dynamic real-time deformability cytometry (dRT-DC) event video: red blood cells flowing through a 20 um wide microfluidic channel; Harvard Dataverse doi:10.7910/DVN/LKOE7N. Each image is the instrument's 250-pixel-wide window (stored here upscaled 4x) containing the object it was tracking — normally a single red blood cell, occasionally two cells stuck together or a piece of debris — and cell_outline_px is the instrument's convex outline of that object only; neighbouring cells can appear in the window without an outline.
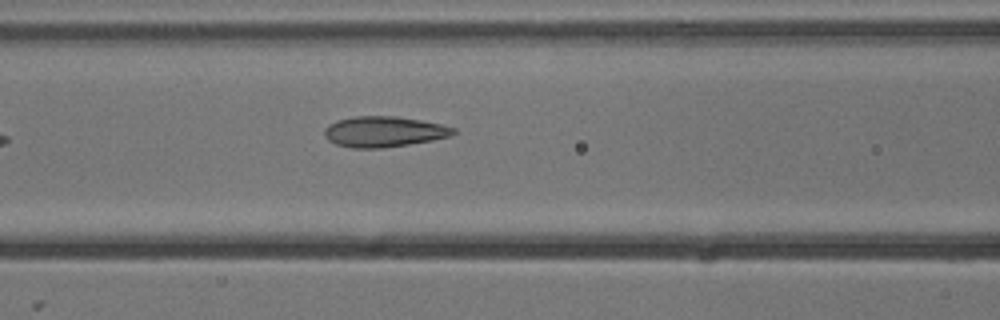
{"species": "common noctule bat (a hibernating species)", "species_latin": "Nyctalus noctula", "temperature_condition": "cold", "stored_images_in_passage": 7, "camera_frame_rate_fps": 3000, "um_per_image_px": 0.085, "animal": {"sex": "male", "body_mass_g": 13.3}, "frame": {"image": 1, "passage_image": 7, "time_ms": 2.0, "image_size_px": [1000, 320], "cell_outline_px": [[456, 132], [452, 136], [432, 140], [408, 144], [380, 148], [352, 148], [336, 144], [328, 140], [324, 136], [324, 128], [328, 124], [336, 120], [352, 116], [396, 116], [444, 124], [456, 128]], "centroid_in_image_um": [32.63, 11.18], "position_along_channel_um": 134.0, "area_um2": 23.24}}